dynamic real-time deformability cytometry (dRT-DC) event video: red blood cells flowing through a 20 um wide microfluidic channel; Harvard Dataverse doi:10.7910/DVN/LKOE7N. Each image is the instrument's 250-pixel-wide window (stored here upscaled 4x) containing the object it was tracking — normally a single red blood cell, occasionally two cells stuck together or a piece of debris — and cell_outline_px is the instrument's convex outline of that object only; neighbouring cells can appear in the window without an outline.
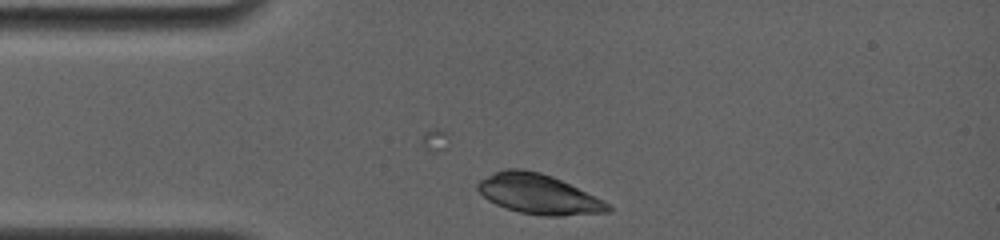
{"species": "common noctule bat (a hibernating species)", "species_latin": "Nyctalus noctula", "temperature_condition": "room temperature", "stored_images_in_passage": 31, "camera_frame_rate_fps": 4000, "um_per_image_px": 0.085, "animal": {"sex": "female", "body_mass_g": 19.0, "forearm_length_mm": 56.7}, "frame": {"image": 1, "passage_image": 1, "time_ms": 0.0, "image_size_px": [1000, 240], "cell_outline_px": [[612, 212], [560, 216], [544, 216], [520, 212], [496, 204], [488, 200], [476, 188], [476, 184], [480, 180], [504, 168], [520, 168], [540, 172], [552, 176], [608, 204], [612, 208]], "centroid_in_image_um": [45.73, 16.5], "position_along_channel_um": 39.3, "area_um2": 29.71}}
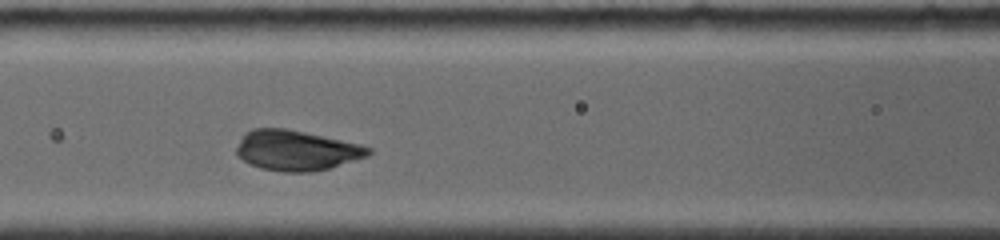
{"frame": {"image": 2, "passage_image": 14, "time_ms": 3.25, "image_size_px": [1000, 240], "cell_outline_px": [[372, 152], [368, 156], [328, 168], [312, 172], [284, 172], [260, 168], [236, 156], [236, 148], [244, 132], [252, 128], [284, 128], [304, 132], [360, 144], [372, 148]], "centroid_in_image_um": [25.17, 12.78], "position_along_channel_um": 141.4, "area_um2": 30.81}}
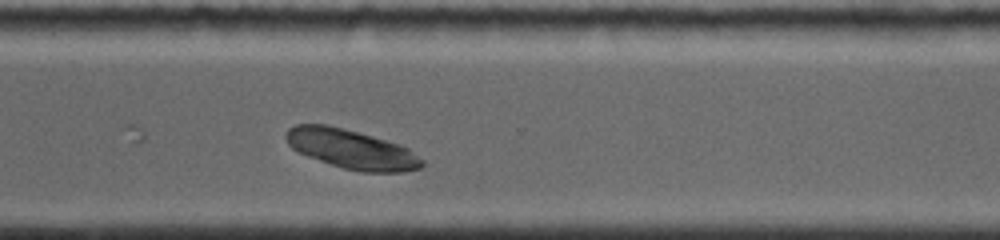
{"frame": {"image": 3, "passage_image": 27, "time_ms": 6.5, "image_size_px": [1000, 240], "cell_outline_px": [[424, 164], [420, 168], [404, 172], [364, 172], [344, 168], [308, 156], [292, 148], [288, 144], [284, 136], [288, 128], [296, 124], [328, 124], [344, 128], [400, 144], [408, 148], [424, 160]], "centroid_in_image_um": [29.88, 12.67], "position_along_channel_um": 340.7, "area_um2": 31.1}}